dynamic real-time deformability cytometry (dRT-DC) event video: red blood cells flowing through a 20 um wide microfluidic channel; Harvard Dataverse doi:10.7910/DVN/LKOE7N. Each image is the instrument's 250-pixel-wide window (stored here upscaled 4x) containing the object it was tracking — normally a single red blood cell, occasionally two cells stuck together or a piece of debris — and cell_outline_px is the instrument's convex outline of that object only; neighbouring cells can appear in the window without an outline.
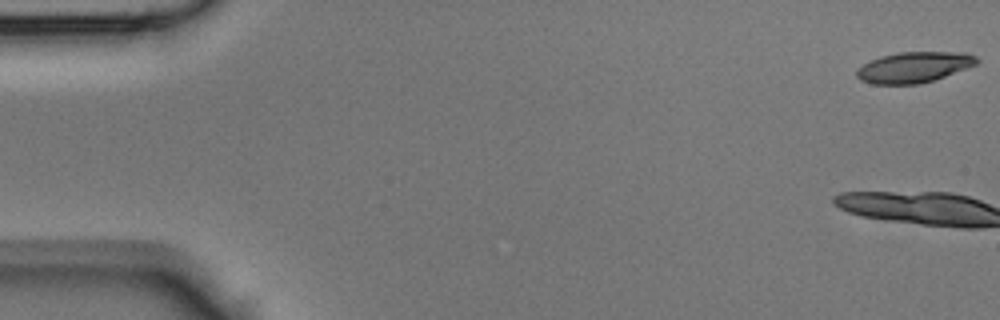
{"species": "Egyptian fruit bat (a non-hibernating species)", "species_latin": "Rousettus aegyptiacus", "temperature_condition": "room temperature", "stored_images_in_passage": 13, "camera_frame_rate_fps": 3000, "um_per_image_px": 0.085, "animal": {"sex": "male"}, "frame": {"image": 1, "passage_image": 1, "time_ms": 0.0, "image_size_px": [1000, 320], "cell_outline_px": [[980, 60], [976, 64], [944, 76], [920, 84], [872, 84], [860, 80], [856, 76], [856, 68], [880, 56], [900, 52], [968, 52], [976, 56]], "centroid_in_image_um": [77.67, 5.71], "position_along_channel_um": 7.3, "area_um2": 21.44}}